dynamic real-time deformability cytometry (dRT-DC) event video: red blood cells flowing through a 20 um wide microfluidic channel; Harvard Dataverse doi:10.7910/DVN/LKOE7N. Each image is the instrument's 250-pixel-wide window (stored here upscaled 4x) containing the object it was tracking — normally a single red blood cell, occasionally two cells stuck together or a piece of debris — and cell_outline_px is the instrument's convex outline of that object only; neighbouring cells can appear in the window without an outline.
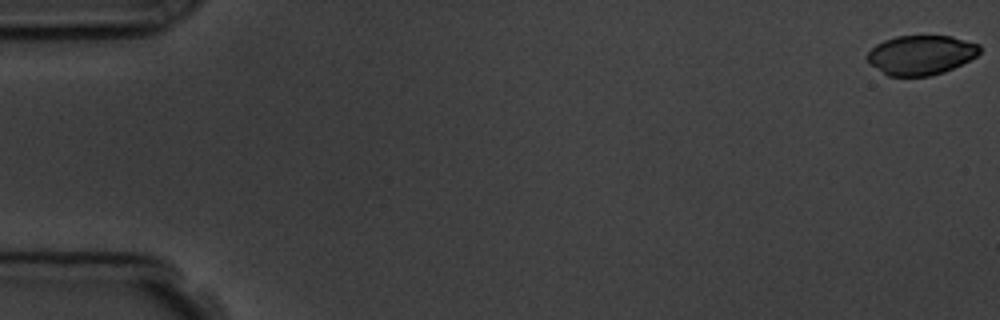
{"species": "common noctule bat (a hibernating species)", "species_latin": "Nyctalus noctula", "temperature_condition": "room temperature", "stored_images_in_passage": 11, "camera_frame_rate_fps": 3000, "um_per_image_px": 0.085, "animal": {"sex": "male", "body_mass_g": 19.5, "forearm_length_mm": 54.6}, "frame": {"image": 1, "passage_image": 1, "time_ms": 0.0, "image_size_px": [1000, 320], "cell_outline_px": [[980, 52], [976, 56], [944, 72], [928, 76], [888, 76], [872, 64], [868, 60], [868, 52], [876, 44], [884, 40], [896, 36], [952, 36], [980, 44]], "centroid_in_image_um": [78.3, 4.66], "position_along_channel_um": 6.7, "area_um2": 25.61}}
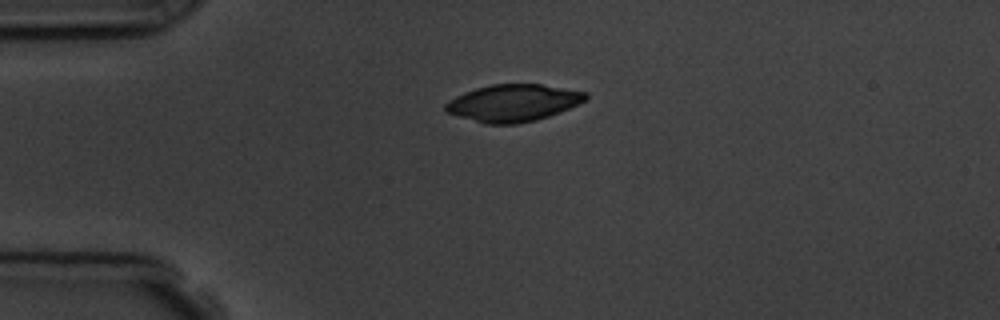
{"frame": {"image": 2, "passage_image": 5, "time_ms": 4.333, "image_size_px": [1000, 320], "cell_outline_px": [[588, 96], [584, 100], [568, 108], [548, 116], [536, 120], [516, 124], [484, 124], [444, 112], [444, 104], [456, 96], [464, 92], [476, 88], [492, 84], [540, 84], [588, 92]], "centroid_in_image_um": [43.57, 8.75], "position_along_channel_um": 41.4, "area_um2": 30.17}}